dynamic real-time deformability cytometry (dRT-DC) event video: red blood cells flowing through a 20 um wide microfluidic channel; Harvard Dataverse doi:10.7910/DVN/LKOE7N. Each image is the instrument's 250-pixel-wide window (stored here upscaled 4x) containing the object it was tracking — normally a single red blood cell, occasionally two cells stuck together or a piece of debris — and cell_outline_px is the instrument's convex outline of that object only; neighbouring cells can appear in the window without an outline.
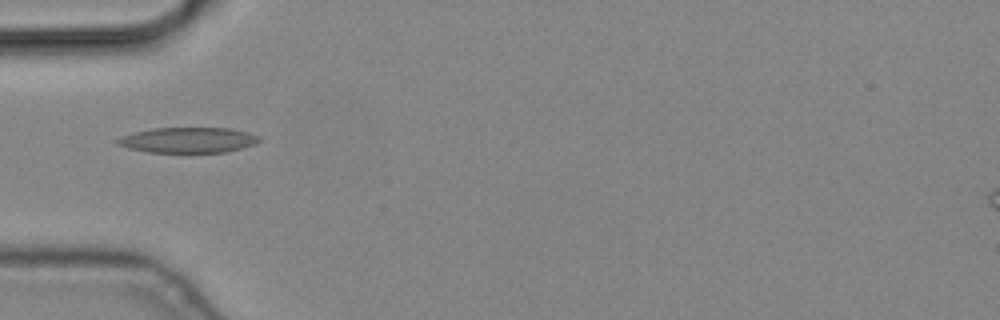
{"species": "common noctule bat (a hibernating species)", "species_latin": "Nyctalus noctula", "temperature_condition": "cold", "stored_images_in_passage": 3, "camera_frame_rate_fps": 3000, "um_per_image_px": 0.085, "animal": {"sex": "male", "body_mass_g": 19.2, "forearm_length_mm": 51.8}, "frame": {"image": 1, "passage_image": 1, "time_ms": 0.0, "image_size_px": [1000, 320], "cell_outline_px": [[260, 140], [256, 144], [224, 152], [144, 152], [128, 148], [116, 144], [116, 140], [120, 136], [152, 128], [228, 128], [248, 132], [260, 136]], "centroid_in_image_um": [15.97, 11.9], "position_along_channel_um": 69.0, "area_um2": 20.98}}
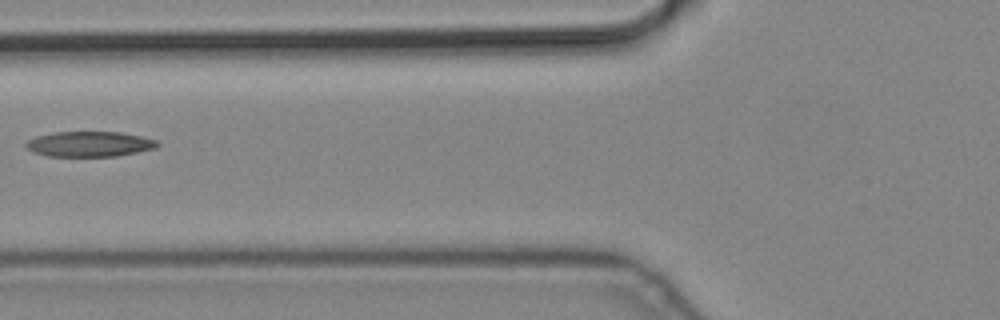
{"frame": {"image": 2, "passage_image": 2, "time_ms": 0.333, "image_size_px": [1000, 320], "cell_outline_px": [[160, 144], [156, 148], [116, 156], [48, 156], [32, 152], [24, 144], [28, 140], [36, 136], [52, 132], [120, 132], [140, 136], [156, 140]], "centroid_in_image_um": [7.58, 12.24], "position_along_channel_um": 118.2, "area_um2": 19.31}}
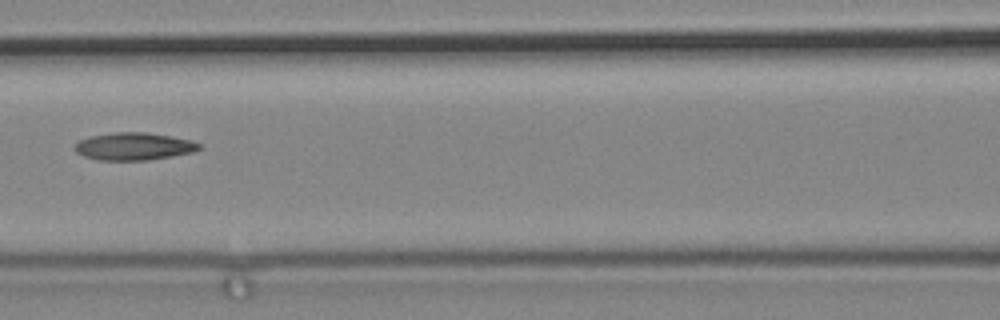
{"frame": {"image": 3, "passage_image": 3, "time_ms": 0.667, "image_size_px": [1000, 320], "cell_outline_px": [[204, 148], [192, 152], [172, 156], [148, 160], [96, 160], [84, 156], [76, 152], [72, 148], [72, 144], [80, 140], [92, 136], [116, 132], [144, 132], [172, 136], [192, 140], [200, 144]], "centroid_in_image_um": [11.37, 12.44], "position_along_channel_um": 155.2, "area_um2": 20.11}}